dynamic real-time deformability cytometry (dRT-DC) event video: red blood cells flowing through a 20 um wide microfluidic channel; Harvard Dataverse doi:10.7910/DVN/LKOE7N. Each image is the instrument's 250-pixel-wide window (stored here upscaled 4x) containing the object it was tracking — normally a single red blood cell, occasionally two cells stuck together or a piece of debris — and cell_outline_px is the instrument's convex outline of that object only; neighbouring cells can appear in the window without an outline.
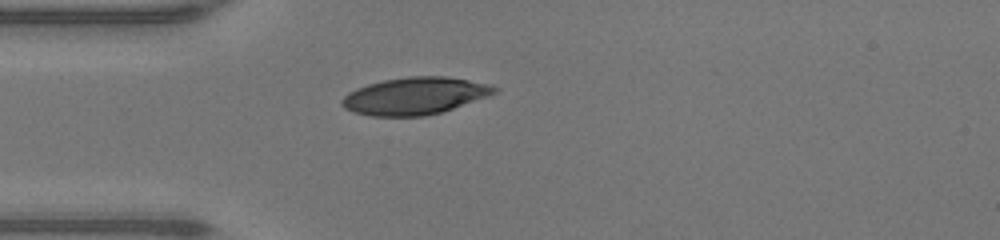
{"species": "human", "species_latin": "Homo sapiens", "temperature_condition": "warm", "stored_images_in_passage": 35, "camera_frame_rate_fps": 3000, "um_per_image_px": 0.085, "donor": {"sex": "male"}, "frame": {"image": 1, "passage_image": 1, "time_ms": 0.0, "image_size_px": [1000, 240], "cell_outline_px": [[500, 88], [496, 92], [488, 96], [444, 112], [424, 116], [372, 116], [352, 112], [344, 108], [340, 104], [340, 100], [348, 92], [356, 88], [368, 84], [384, 80], [408, 76], [444, 76], [468, 80], [488, 84]], "centroid_in_image_um": [35.24, 8.16], "position_along_channel_um": 49.8, "area_um2": 33.23}}
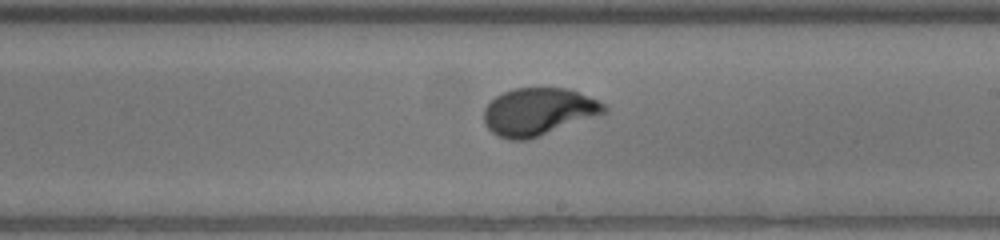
{"frame": {"image": 2, "passage_image": 15, "time_ms": 4.667, "image_size_px": [1000, 240], "cell_outline_px": [[608, 112], [528, 140], [508, 140], [492, 132], [484, 124], [484, 108], [496, 96], [512, 88], [568, 88], [596, 100], [604, 104], [608, 108]], "centroid_in_image_um": [45.75, 9.5], "position_along_channel_um": 243.3, "area_um2": 33.12}}
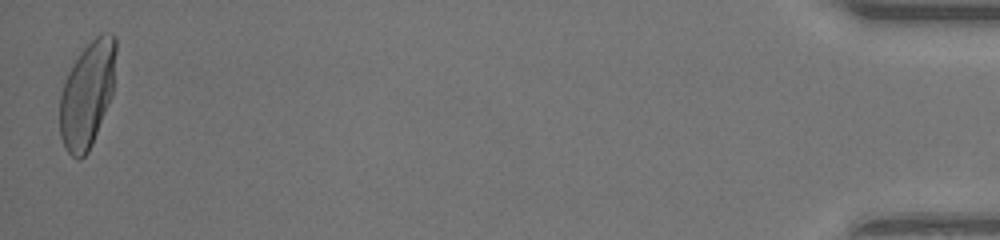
{"frame": {"image": 3, "passage_image": 35, "time_ms": 11.333, "image_size_px": [1000, 240], "cell_outline_px": [[116, 52], [112, 96], [92, 144], [88, 152], [80, 160], [72, 156], [64, 148], [60, 136], [60, 96], [68, 72], [72, 64], [80, 52], [96, 36], [104, 32], [112, 32], [116, 36]], "centroid_in_image_um": [7.42, 8.01], "position_along_channel_um": 427.8, "area_um2": 34.74}, "authors_computed_cell_mechanics": {"area_um2": 33.0616, "velocity_mm_per_s": 4.3343, "shape_relaxation_time_tau1_ms": 2.9749, "shape_relaxation_time_tau2_ms": null, "deformation_change_tau1": 0.1792, "deformation_change_tau2": null}}